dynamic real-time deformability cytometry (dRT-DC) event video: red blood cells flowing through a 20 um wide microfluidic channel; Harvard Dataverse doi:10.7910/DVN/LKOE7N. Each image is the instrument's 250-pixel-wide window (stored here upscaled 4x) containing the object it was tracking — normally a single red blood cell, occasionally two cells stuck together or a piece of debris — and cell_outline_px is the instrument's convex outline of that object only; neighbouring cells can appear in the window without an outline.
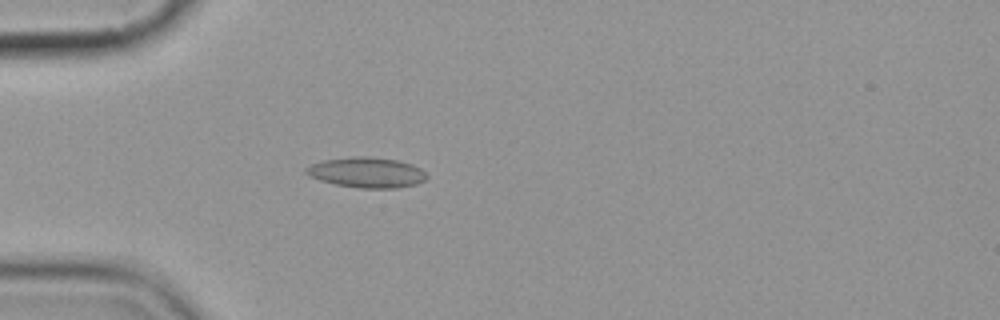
{"species": "common noctule bat (a hibernating species)", "species_latin": "Nyctalus noctula", "temperature_condition": "cold", "stored_images_in_passage": 4, "camera_frame_rate_fps": 3000, "um_per_image_px": 0.085, "animal": {"sex": "female", "body_mass_g": 19.9}, "frame": {"image": 1, "passage_image": 4, "time_ms": 4.333, "image_size_px": [1000, 320], "cell_outline_px": [[428, 176], [424, 180], [416, 184], [396, 188], [360, 188], [336, 184], [320, 180], [308, 176], [304, 172], [304, 168], [312, 164], [324, 160], [352, 156], [368, 156], [396, 160], [412, 164], [420, 168]], "centroid_in_image_um": [31.15, 14.65], "position_along_channel_um": 53.9, "area_um2": 21.33}}